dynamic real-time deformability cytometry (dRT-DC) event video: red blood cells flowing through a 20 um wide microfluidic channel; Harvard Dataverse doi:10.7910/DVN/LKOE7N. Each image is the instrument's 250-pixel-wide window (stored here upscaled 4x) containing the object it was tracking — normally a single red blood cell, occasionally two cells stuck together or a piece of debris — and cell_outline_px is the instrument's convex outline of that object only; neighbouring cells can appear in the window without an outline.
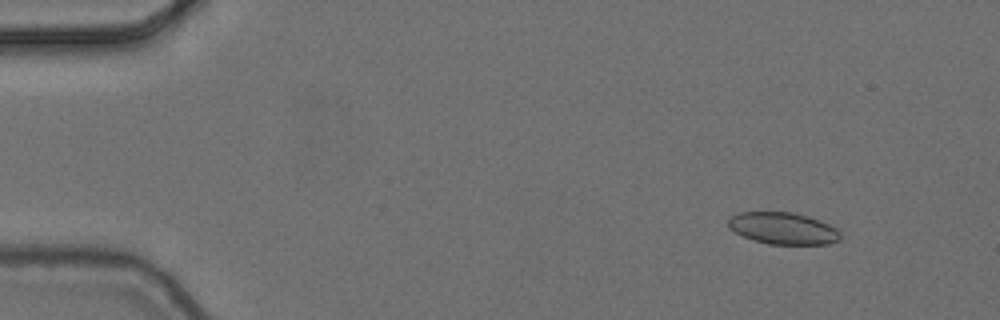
{"species": "common noctule bat (a hibernating species)", "species_latin": "Nyctalus noctula", "temperature_condition": "cold", "stored_images_in_passage": 5, "camera_frame_rate_fps": 3000, "um_per_image_px": 0.085, "animal": {"sex": "female", "body_mass_g": 24.6, "forearm_length_mm": 56.2}, "frame": {"image": 1, "passage_image": 2, "time_ms": 0.333, "image_size_px": [1000, 320], "cell_outline_px": [[840, 240], [828, 244], [768, 244], [752, 240], [728, 228], [728, 216], [740, 212], [792, 212], [808, 216], [828, 224], [836, 228], [840, 232]], "centroid_in_image_um": [66.53, 19.41], "position_along_channel_um": 18.5, "area_um2": 20.87}}
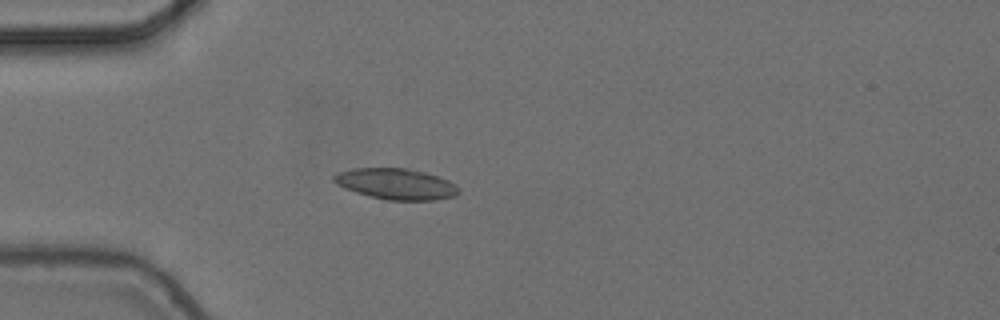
{"frame": {"image": 2, "passage_image": 5, "time_ms": 1.333, "image_size_px": [1000, 320], "cell_outline_px": [[460, 192], [456, 196], [436, 200], [388, 200], [356, 192], [344, 188], [336, 184], [332, 180], [332, 176], [340, 172], [352, 168], [408, 168], [424, 172], [448, 180], [456, 184], [460, 188]], "centroid_in_image_um": [33.69, 15.63], "position_along_channel_um": 51.3, "area_um2": 22.54}}